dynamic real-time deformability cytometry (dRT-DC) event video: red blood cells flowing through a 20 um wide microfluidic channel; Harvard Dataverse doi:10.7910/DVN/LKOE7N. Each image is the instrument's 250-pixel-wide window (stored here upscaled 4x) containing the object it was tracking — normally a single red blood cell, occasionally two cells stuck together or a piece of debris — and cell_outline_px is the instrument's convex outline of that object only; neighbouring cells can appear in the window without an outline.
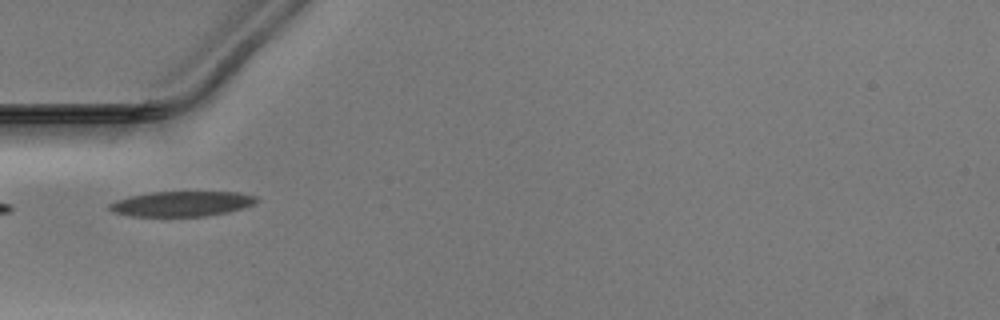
{"species": "Egyptian fruit bat (a non-hibernating species)", "species_latin": "Rousettus aegyptiacus", "temperature_condition": "warm", "stored_images_in_passage": 21, "camera_frame_rate_fps": 3000, "um_per_image_px": 0.085, "animal": {"sex": "male"}, "frame": {"image": 1, "passage_image": 1, "time_ms": 0.0, "image_size_px": [1000, 320], "cell_outline_px": [[260, 200], [244, 208], [228, 212], [204, 216], [132, 216], [112, 212], [108, 208], [108, 204], [116, 200], [132, 196], [152, 192], [240, 192], [256, 196]], "centroid_in_image_um": [15.47, 17.32], "position_along_channel_um": 69.5, "area_um2": 21.5}}
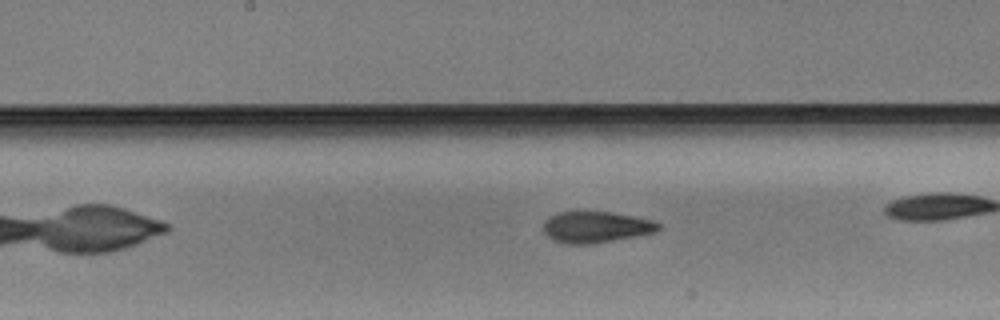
{"frame": {"image": 2, "passage_image": 7, "time_ms": 2.0, "image_size_px": [1000, 320], "cell_outline_px": [[660, 228], [656, 232], [584, 244], [568, 244], [552, 240], [544, 232], [544, 220], [548, 216], [560, 212], [612, 212], [652, 220], [660, 224]], "centroid_in_image_um": [50.61, 19.28], "position_along_channel_um": 197.6, "area_um2": 20.52}}
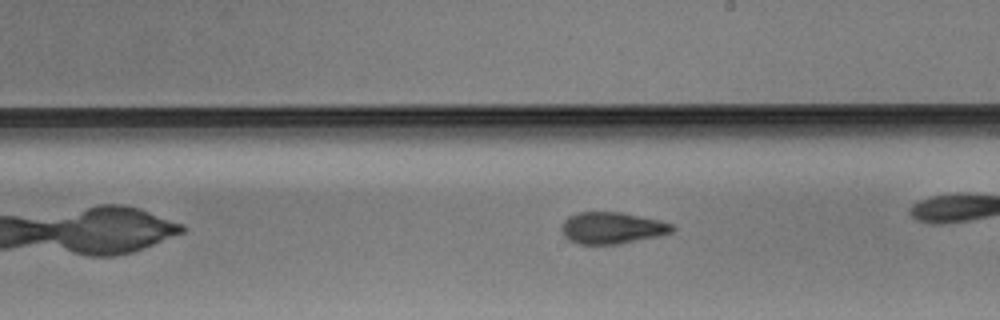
{"frame": {"image": 3, "passage_image": 10, "time_ms": 3.0, "image_size_px": [1000, 320], "cell_outline_px": [[676, 228], [672, 232], [656, 236], [620, 244], [580, 244], [568, 240], [564, 236], [560, 228], [564, 220], [568, 216], [576, 212], [620, 212], [660, 220], [672, 224]], "centroid_in_image_um": [51.99, 19.37], "position_along_channel_um": 237.0, "area_um2": 20.46}}